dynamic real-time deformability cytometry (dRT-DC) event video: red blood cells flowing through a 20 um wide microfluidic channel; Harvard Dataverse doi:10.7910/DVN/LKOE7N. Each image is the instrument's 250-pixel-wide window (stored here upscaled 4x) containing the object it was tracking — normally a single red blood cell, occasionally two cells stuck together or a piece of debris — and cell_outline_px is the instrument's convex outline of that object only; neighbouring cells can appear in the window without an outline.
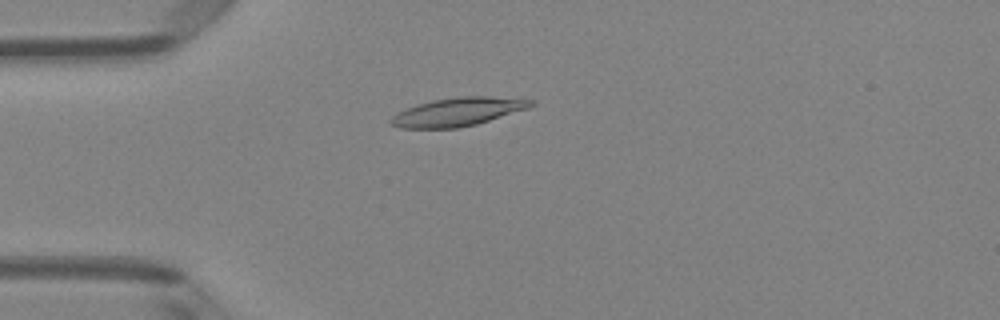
{"species": "Egyptian fruit bat (a non-hibernating species)", "species_latin": "Rousettus aegyptiacus", "temperature_condition": "room temperature", "stored_images_in_passage": 51, "camera_frame_rate_fps": 3000, "um_per_image_px": 0.085, "animal": {"sex": "female"}, "frame": {"image": 1, "passage_image": 14, "time_ms": 4.333, "image_size_px": [1000, 320], "cell_outline_px": [[536, 104], [528, 108], [476, 124], [456, 128], [400, 128], [392, 124], [388, 120], [396, 112], [432, 100], [460, 96], [488, 96], [536, 100]], "centroid_in_image_um": [38.92, 9.5], "position_along_channel_um": 46.1, "area_um2": 23.0}}
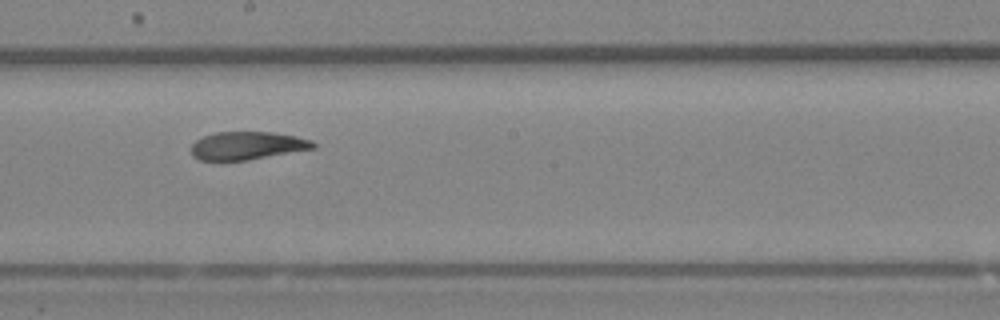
{"frame": {"image": 2, "passage_image": 29, "time_ms": 9.333, "image_size_px": [1000, 320], "cell_outline_px": [[316, 148], [248, 160], [200, 160], [192, 156], [192, 144], [196, 140], [204, 136], [216, 132], [272, 132], [296, 136], [312, 140], [316, 144]], "centroid_in_image_um": [21.04, 12.38], "position_along_channel_um": 227.2, "area_um2": 19.88}}
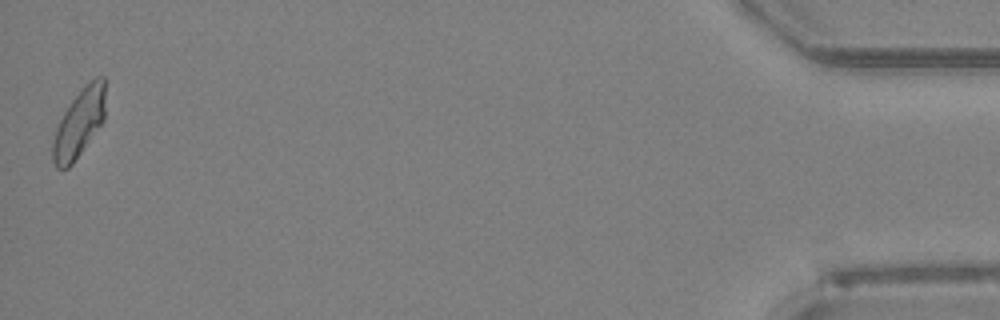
{"frame": {"image": 3, "passage_image": 51, "time_ms": 16.667, "image_size_px": [1000, 320], "cell_outline_px": [[104, 120], [72, 164], [68, 168], [56, 168], [52, 160], [52, 140], [56, 128], [64, 112], [72, 100], [84, 84], [96, 76], [104, 76]], "centroid_in_image_um": [6.71, 10.46], "position_along_channel_um": 428.5, "area_um2": 20.69}, "authors_computed_cell_mechanics": {"area_um2": 21.675, "velocity_mm_per_s": 3.9831, "shape_relaxation_time_tau1_ms": null, "shape_relaxation_time_tau2_ms": 2.2187, "deformation_change_tau1": null, "deformation_change_tau2": 0.0878}}